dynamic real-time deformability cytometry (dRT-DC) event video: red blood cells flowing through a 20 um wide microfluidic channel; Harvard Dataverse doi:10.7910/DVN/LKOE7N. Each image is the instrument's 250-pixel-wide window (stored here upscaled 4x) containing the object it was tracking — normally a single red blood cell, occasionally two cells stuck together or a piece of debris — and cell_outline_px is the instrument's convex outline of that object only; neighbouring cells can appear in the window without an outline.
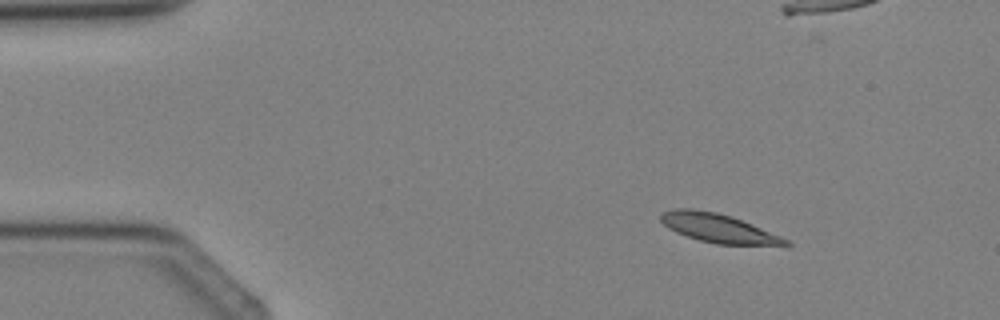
{"species": "Egyptian fruit bat (a non-hibernating species)", "species_latin": "Rousettus aegyptiacus", "temperature_condition": "cold", "stored_images_in_passage": 4, "camera_frame_rate_fps": 3000, "um_per_image_px": 0.085, "animal": {"sex": "female"}, "frame": {"image": 1, "passage_image": 4, "time_ms": 4.333, "image_size_px": [1000, 320], "cell_outline_px": [[792, 244], [716, 244], [700, 240], [676, 232], [668, 228], [660, 220], [660, 216], [664, 212], [676, 208], [692, 208], [716, 212], [732, 216], [752, 224], [780, 236], [788, 240]], "centroid_in_image_um": [60.99, 19.36], "position_along_channel_um": 24.0, "area_um2": 20.46}}